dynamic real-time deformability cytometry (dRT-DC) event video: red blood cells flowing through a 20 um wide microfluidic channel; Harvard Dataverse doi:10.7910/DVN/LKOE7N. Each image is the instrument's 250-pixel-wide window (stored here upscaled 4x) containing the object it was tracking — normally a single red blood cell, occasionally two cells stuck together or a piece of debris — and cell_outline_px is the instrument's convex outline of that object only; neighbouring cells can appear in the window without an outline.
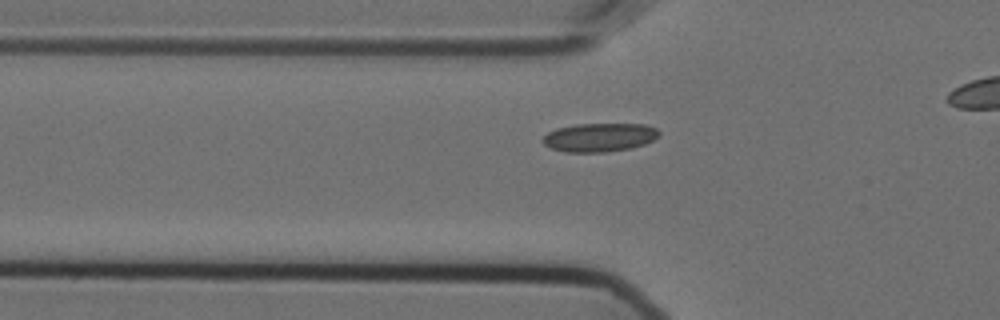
{"species": "Egyptian fruit bat (a non-hibernating species)", "species_latin": "Rousettus aegyptiacus", "temperature_condition": "cold", "stored_images_in_passage": 46, "camera_frame_rate_fps": 3000, "um_per_image_px": 0.085, "animal": {"sex": "female"}, "frame": {"image": 1, "passage_image": 16, "time_ms": 5.0, "image_size_px": [1000, 320], "cell_outline_px": [[660, 136], [644, 144], [632, 148], [604, 152], [564, 152], [552, 148], [544, 144], [540, 140], [548, 132], [556, 128], [576, 124], [644, 124], [656, 128], [660, 132]], "centroid_in_image_um": [50.95, 11.67], "position_along_channel_um": 74.9, "area_um2": 19.48}}
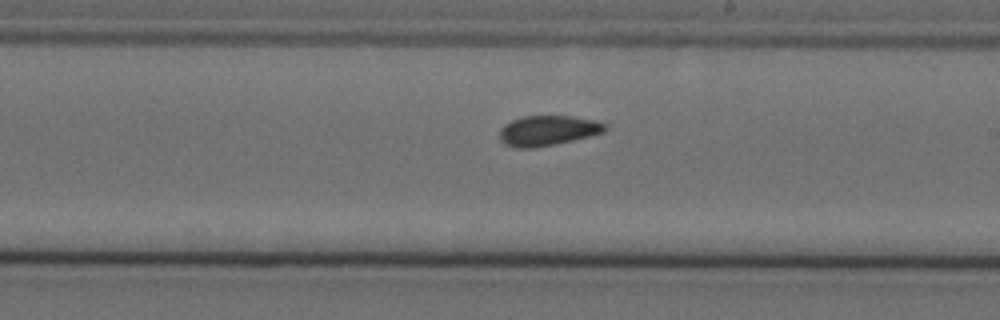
{"frame": {"image": 2, "passage_image": 30, "time_ms": 9.667, "image_size_px": [1000, 320], "cell_outline_px": [[608, 128], [604, 132], [572, 140], [532, 148], [516, 148], [504, 144], [500, 140], [500, 128], [504, 124], [512, 120], [524, 116], [572, 116], [596, 120], [608, 124]], "centroid_in_image_um": [46.57, 11.09], "position_along_channel_um": 242.4, "area_um2": 18.5}}
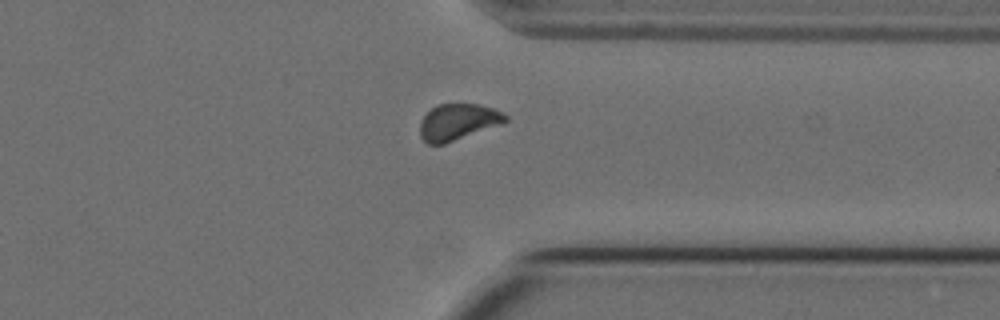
{"frame": {"image": 3, "passage_image": 41, "time_ms": 13.333, "image_size_px": [1000, 320], "cell_outline_px": [[508, 120], [500, 124], [444, 144], [428, 144], [420, 136], [420, 120], [436, 104], [480, 104], [504, 112], [508, 116]], "centroid_in_image_um": [38.92, 10.35], "position_along_channel_um": 372.5, "area_um2": 17.98}}